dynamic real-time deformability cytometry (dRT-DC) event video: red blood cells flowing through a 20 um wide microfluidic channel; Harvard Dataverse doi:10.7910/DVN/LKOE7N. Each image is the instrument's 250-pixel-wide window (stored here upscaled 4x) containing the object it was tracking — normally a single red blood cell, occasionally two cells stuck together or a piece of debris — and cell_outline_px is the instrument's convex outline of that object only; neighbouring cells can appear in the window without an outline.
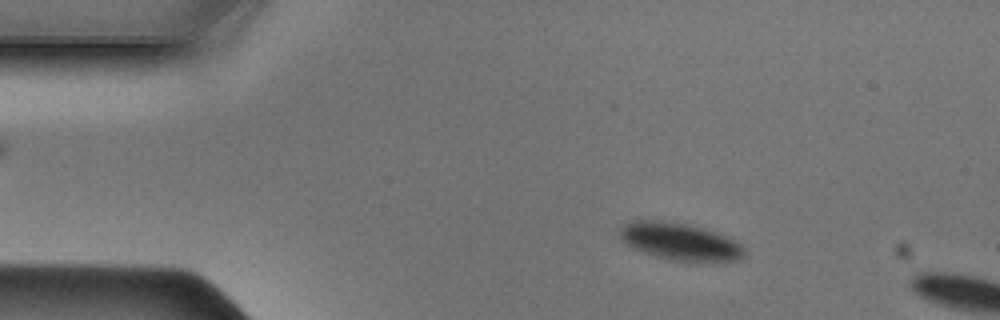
{"species": "Egyptian fruit bat (a non-hibernating species)", "species_latin": "Rousettus aegyptiacus", "temperature_condition": "cold", "stored_images_in_passage": 10, "camera_frame_rate_fps": 3000, "um_per_image_px": 0.085, "animal": {"sex": "male"}, "frame": {"image": 1, "passage_image": 7, "time_ms": 2.0, "image_size_px": [1000, 320], "cell_outline_px": [[744, 256], [736, 260], [672, 260], [644, 252], [632, 248], [620, 236], [620, 228], [624, 224], [632, 220], [664, 220], [688, 224], [716, 232], [736, 240], [744, 248]], "centroid_in_image_um": [57.78, 20.49], "position_along_channel_um": 27.2, "area_um2": 26.53}}